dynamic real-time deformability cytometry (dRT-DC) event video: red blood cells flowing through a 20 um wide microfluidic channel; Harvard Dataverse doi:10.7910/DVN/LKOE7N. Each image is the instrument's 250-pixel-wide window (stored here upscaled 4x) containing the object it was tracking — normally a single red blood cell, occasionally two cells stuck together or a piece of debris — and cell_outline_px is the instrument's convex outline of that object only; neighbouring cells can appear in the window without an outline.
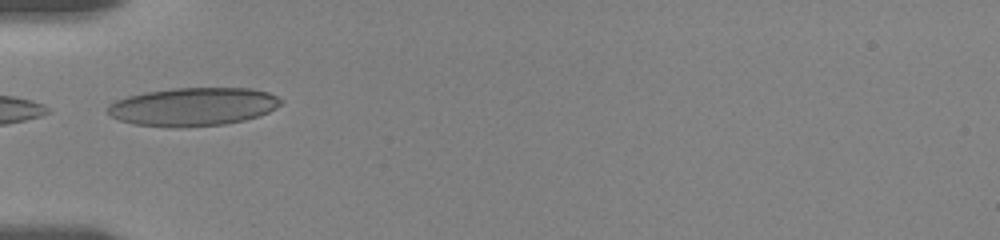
{"species": "human", "species_latin": "Homo sapiens", "temperature_condition": "room temperature", "stored_images_in_passage": 48, "camera_frame_rate_fps": 3000, "um_per_image_px": 0.085, "donor": {"sex": "female"}, "frame": {"image": 1, "passage_image": 1, "time_ms": 0.0, "image_size_px": [1000, 240], "cell_outline_px": [[284, 100], [276, 108], [260, 116], [244, 120], [224, 124], [180, 128], [164, 128], [132, 124], [120, 120], [112, 116], [108, 112], [108, 104], [116, 100], [128, 96], [148, 92], [172, 88], [252, 88], [268, 92]], "centroid_in_image_um": [16.42, 9.08], "position_along_channel_um": 68.6, "area_um2": 38.96}}
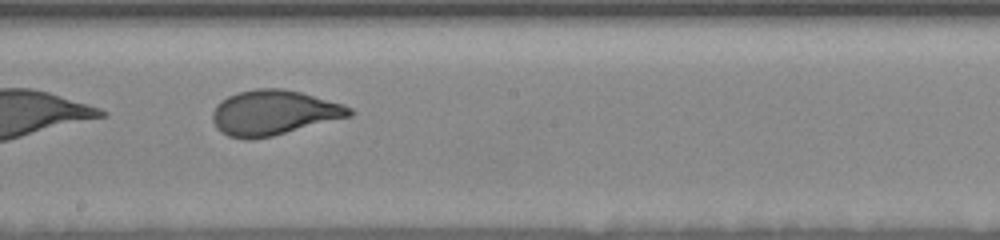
{"frame": {"image": 2, "passage_image": 18, "time_ms": 4.333, "image_size_px": [1000, 240], "cell_outline_px": [[356, 112], [352, 116], [272, 136], [248, 140], [244, 140], [228, 136], [220, 132], [216, 128], [212, 120], [212, 112], [216, 104], [220, 100], [236, 92], [256, 88], [280, 88], [300, 92], [344, 104], [352, 108]], "centroid_in_image_um": [23.24, 9.58], "position_along_channel_um": 225.0, "area_um2": 36.24}}
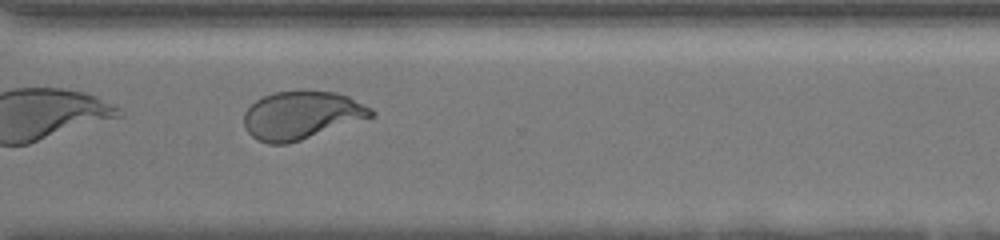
{"frame": {"image": 3, "passage_image": 32, "time_ms": 7.667, "image_size_px": [1000, 240], "cell_outline_px": [[376, 116], [288, 144], [268, 144], [256, 140], [244, 128], [244, 112], [256, 100], [272, 92], [336, 92], [348, 96], [372, 108], [376, 112]], "centroid_in_image_um": [25.64, 9.82], "position_along_channel_um": 345.0, "area_um2": 35.55}, "authors_computed_cell_mechanics": {"area_um2": 35.547, "velocity_mm_per_s": 3.6156, "shape_relaxation_time_tau1_ms": 3.7347, "shape_relaxation_time_tau2_ms": null, "deformation_change_tau1": 0.1703, "deformation_change_tau2": null}}